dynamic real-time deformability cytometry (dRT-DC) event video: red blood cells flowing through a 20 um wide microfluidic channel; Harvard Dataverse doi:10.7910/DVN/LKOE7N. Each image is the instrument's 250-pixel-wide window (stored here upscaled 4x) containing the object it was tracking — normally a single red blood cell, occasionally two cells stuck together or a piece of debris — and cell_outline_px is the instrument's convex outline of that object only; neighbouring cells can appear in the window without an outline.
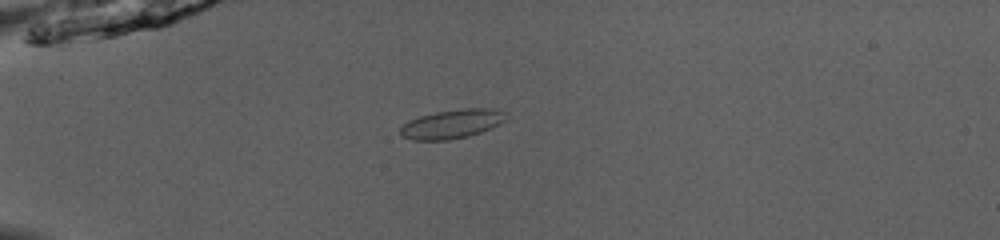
{"species": "common noctule bat (a hibernating species)", "species_latin": "Nyctalus noctula", "temperature_condition": "room temperature", "stored_images_in_passage": 41, "camera_frame_rate_fps": 3000, "um_per_image_px": 0.085, "animal": {"sex": "male", "body_mass_g": 13.0, "forearm_length_mm": 53.1}, "frame": {"image": 1, "passage_image": 5, "time_ms": 1.333, "image_size_px": [1000, 240], "cell_outline_px": [[508, 120], [492, 128], [468, 136], [448, 140], [412, 140], [400, 136], [400, 128], [408, 120], [420, 116], [436, 112], [464, 108], [492, 108], [504, 112], [508, 116]], "centroid_in_image_um": [38.44, 10.53], "position_along_channel_um": 46.6, "area_um2": 18.03}}
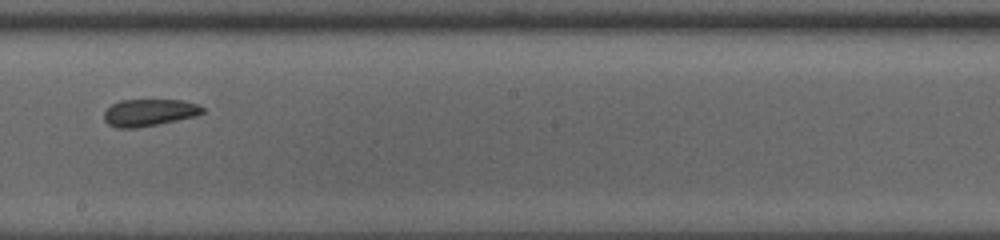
{"frame": {"image": 2, "passage_image": 21, "time_ms": 6.667, "image_size_px": [1000, 240], "cell_outline_px": [[204, 112], [196, 116], [136, 128], [116, 128], [108, 124], [104, 120], [104, 112], [112, 104], [120, 100], [184, 100], [196, 104], [204, 108]], "centroid_in_image_um": [12.66, 9.56], "position_along_channel_um": 235.5, "area_um2": 15.43}}
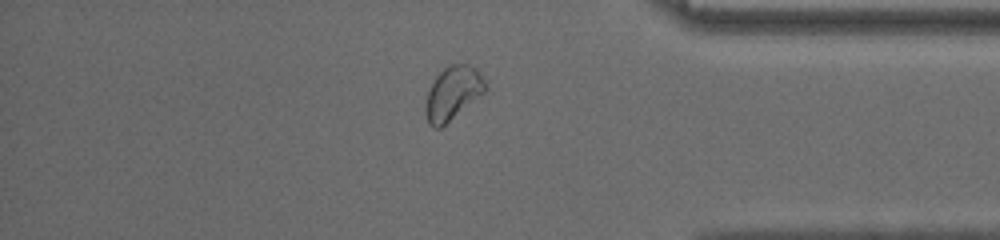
{"frame": {"image": 3, "passage_image": 34, "time_ms": 11.0, "image_size_px": [1000, 240], "cell_outline_px": [[488, 88], [484, 92], [440, 128], [432, 128], [428, 124], [428, 92], [436, 76], [448, 64], [468, 64], [476, 68], [480, 72], [488, 84]], "centroid_in_image_um": [38.55, 7.87], "position_along_channel_um": 396.6, "area_um2": 18.09}, "authors_computed_cell_mechanics": {"area_um2": 16.5308, "velocity_mm_per_s": 4.0331, "shape_relaxation_time_tau1_ms": null, "shape_relaxation_time_tau2_ms": 2.0059, "deformation_change_tau1": null, "deformation_change_tau2": 0.0832}}